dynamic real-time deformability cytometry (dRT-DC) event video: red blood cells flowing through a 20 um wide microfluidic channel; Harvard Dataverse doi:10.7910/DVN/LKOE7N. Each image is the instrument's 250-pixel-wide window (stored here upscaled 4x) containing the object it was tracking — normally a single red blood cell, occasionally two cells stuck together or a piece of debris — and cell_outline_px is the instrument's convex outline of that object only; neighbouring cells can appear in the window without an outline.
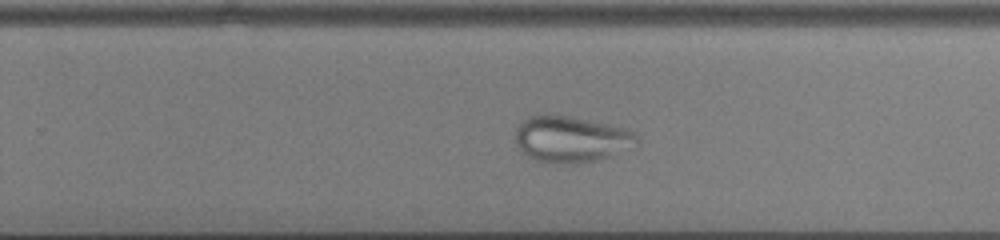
{"species": "common noctule bat (a hibernating species)", "species_latin": "Nyctalus noctula", "temperature_condition": "cold", "stored_images_in_passage": 45, "camera_frame_rate_fps": 3000, "um_per_image_px": 0.085, "animal": {"sex": "male", "body_mass_g": 13.0, "forearm_length_mm": 53.1}, "frame": {"image": 1, "passage_image": 26, "time_ms": 8.333, "image_size_px": [1000, 240], "cell_outline_px": [[640, 140], [600, 160], [568, 164], [560, 164], [536, 160], [520, 152], [516, 144], [516, 128], [528, 116], [572, 116], [624, 128], [636, 132]], "centroid_in_image_um": [48.5, 11.84], "position_along_channel_um": 281.3, "area_um2": 32.19}}